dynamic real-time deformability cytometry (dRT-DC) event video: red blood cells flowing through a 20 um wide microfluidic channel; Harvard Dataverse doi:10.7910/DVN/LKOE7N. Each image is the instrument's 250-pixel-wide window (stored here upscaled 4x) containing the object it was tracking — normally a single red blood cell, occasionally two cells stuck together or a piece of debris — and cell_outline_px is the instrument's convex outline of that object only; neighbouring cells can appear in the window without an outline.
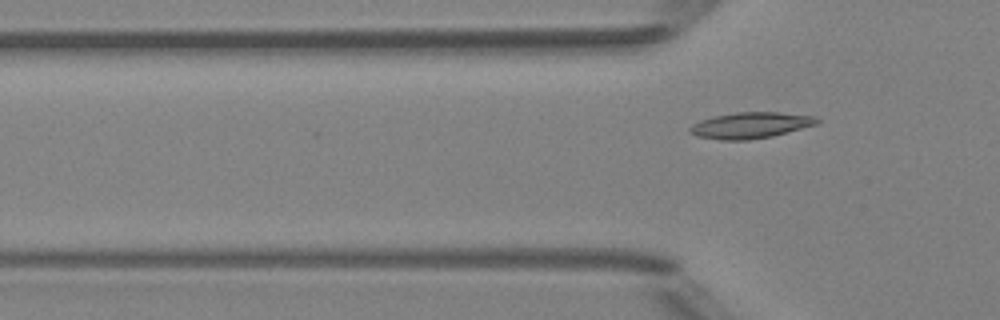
{"species": "Egyptian fruit bat (a non-hibernating species)", "species_latin": "Rousettus aegyptiacus", "temperature_condition": "room temperature", "stored_images_in_passage": 6, "segment_of_instrument_passage": [2, 2], "camera_frame_rate_fps": 3000, "um_per_image_px": 0.085, "animal": {"sex": "female"}, "frame": {"image": 1, "passage_image": 6, "time_ms": 6.667, "image_size_px": [1000, 320], "cell_outline_px": [[820, 120], [816, 124], [772, 136], [748, 140], [720, 140], [696, 136], [688, 132], [688, 128], [692, 124], [700, 120], [712, 116], [736, 112], [780, 112], [816, 116]], "centroid_in_image_um": [63.74, 10.64], "position_along_channel_um": 62.1, "area_um2": 19.42}}